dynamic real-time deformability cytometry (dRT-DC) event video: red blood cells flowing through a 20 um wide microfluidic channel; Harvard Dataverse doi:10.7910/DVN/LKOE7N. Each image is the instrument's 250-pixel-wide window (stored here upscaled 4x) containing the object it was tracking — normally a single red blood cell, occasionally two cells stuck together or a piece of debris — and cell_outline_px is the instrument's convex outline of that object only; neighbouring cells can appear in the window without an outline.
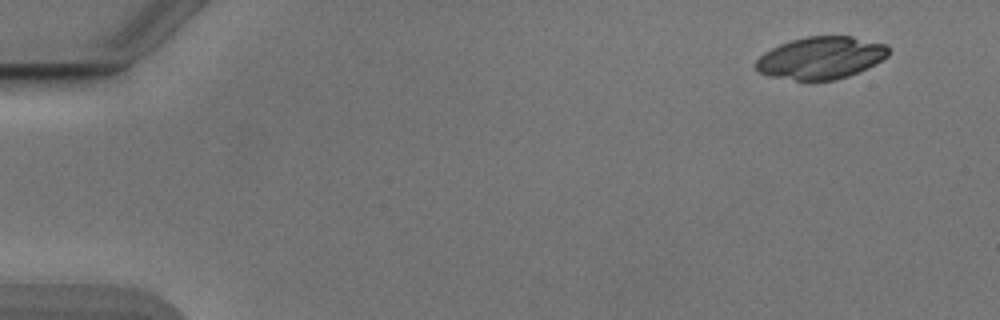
{"species": "Egyptian fruit bat (a non-hibernating species)", "species_latin": "Rousettus aegyptiacus", "temperature_condition": "cold", "stored_images_in_passage": 50, "camera_frame_rate_fps": 3000, "um_per_image_px": 0.085, "animal": {"sex": "male"}, "frame": {"image": 1, "passage_image": 1, "time_ms": 0.0, "image_size_px": [1000, 320], "cell_outline_px": [[888, 56], [848, 76], [836, 80], [812, 84], [772, 76], [756, 72], [752, 64], [764, 52], [780, 44], [792, 40], [808, 36], [852, 36], [888, 44]], "centroid_in_image_um": [69.71, 4.95], "position_along_channel_um": 15.3, "area_um2": 33.23}}